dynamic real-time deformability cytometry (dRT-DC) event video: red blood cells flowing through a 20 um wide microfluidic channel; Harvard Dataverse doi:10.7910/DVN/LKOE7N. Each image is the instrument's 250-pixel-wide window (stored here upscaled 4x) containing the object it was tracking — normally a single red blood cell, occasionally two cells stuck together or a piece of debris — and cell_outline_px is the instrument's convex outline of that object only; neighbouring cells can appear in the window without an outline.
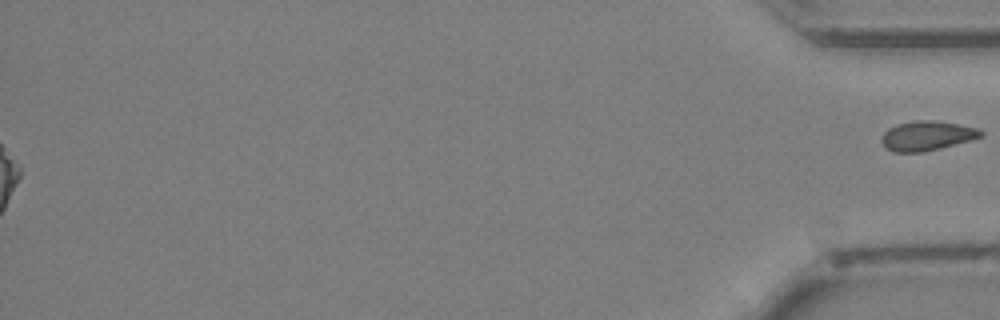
{"species": "Egyptian fruit bat (a non-hibernating species)", "species_latin": "Rousettus aegyptiacus", "temperature_condition": "cold", "stored_images_in_passage": 36, "segment_of_instrument_passage": [2, 2], "camera_frame_rate_fps": 3000, "um_per_image_px": 0.085, "animal": {"sex": "female"}, "frame": {"image": 1, "passage_image": 36, "time_ms": 11.667, "image_size_px": [1000, 320], "cell_outline_px": [[984, 136], [972, 140], [924, 152], [892, 152], [880, 140], [880, 136], [888, 128], [896, 124], [916, 120], [936, 120], [976, 128], [984, 132]], "centroid_in_image_um": [78.78, 11.54], "position_along_channel_um": 356.4, "area_um2": 17.17}}